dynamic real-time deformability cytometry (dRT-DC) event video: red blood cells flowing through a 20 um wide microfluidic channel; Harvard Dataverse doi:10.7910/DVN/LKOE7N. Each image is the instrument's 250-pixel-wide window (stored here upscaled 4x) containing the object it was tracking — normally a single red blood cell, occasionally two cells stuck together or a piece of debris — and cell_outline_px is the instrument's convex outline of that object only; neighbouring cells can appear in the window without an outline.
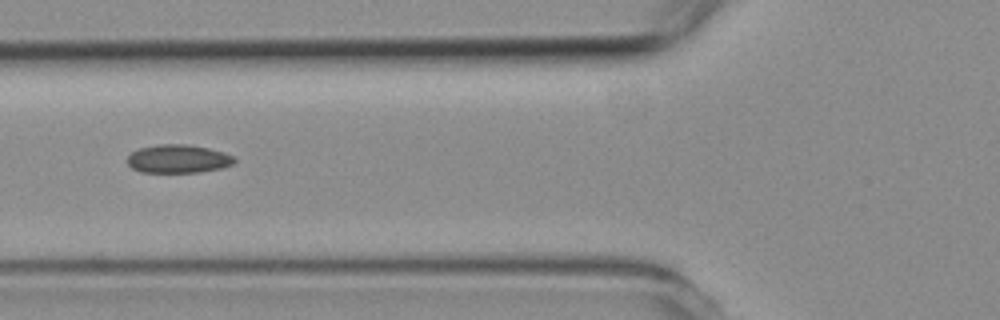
{"species": "common noctule bat (a hibernating species)", "species_latin": "Nyctalus noctula", "temperature_condition": "room temperature", "stored_images_in_passage": 6, "camera_frame_rate_fps": 3000, "um_per_image_px": 0.085, "animal": {"sex": "female", "body_mass_g": 19.3, "forearm_length_mm": 54.1}, "frame": {"image": 1, "passage_image": 5, "time_ms": 6.0, "image_size_px": [1000, 320], "cell_outline_px": [[236, 160], [232, 164], [220, 168], [200, 172], [140, 172], [132, 168], [128, 164], [128, 156], [132, 152], [140, 148], [160, 144], [184, 144], [208, 148], [224, 152], [232, 156]], "centroid_in_image_um": [15.13, 13.5], "position_along_channel_um": 110.7, "area_um2": 17.51}}
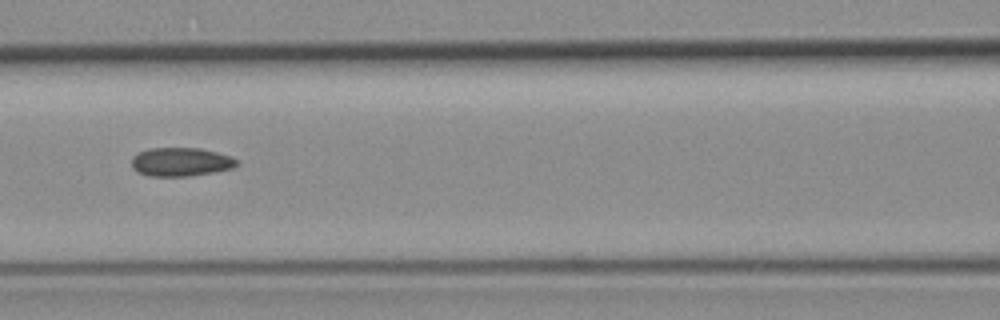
{"frame": {"image": 2, "passage_image": 6, "time_ms": 7.0, "image_size_px": [1000, 320], "cell_outline_px": [[240, 164], [232, 168], [216, 172], [188, 176], [148, 176], [136, 172], [132, 168], [132, 156], [140, 152], [152, 148], [200, 148], [216, 152], [240, 160]], "centroid_in_image_um": [15.38, 13.77], "position_along_channel_um": 151.2, "area_um2": 17.69}}